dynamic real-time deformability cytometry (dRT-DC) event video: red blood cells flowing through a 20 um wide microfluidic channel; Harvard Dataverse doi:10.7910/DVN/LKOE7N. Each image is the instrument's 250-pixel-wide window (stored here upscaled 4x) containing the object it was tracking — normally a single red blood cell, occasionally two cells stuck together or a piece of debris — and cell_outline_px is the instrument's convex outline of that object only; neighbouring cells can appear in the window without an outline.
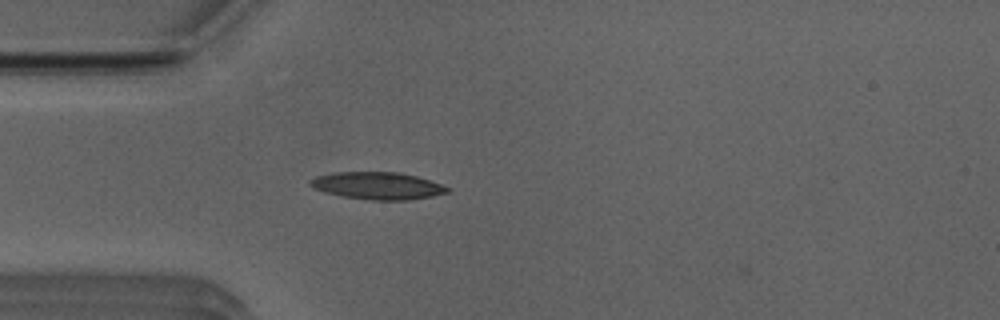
{"species": "Egyptian fruit bat (a non-hibernating species)", "species_latin": "Rousettus aegyptiacus", "temperature_condition": "room temperature", "stored_images_in_passage": 38, "camera_frame_rate_fps": 3000, "um_per_image_px": 0.085, "animal": {"sex": "male"}, "frame": {"image": 1, "passage_image": 1, "time_ms": 0.0, "image_size_px": [1000, 320], "cell_outline_px": [[452, 188], [448, 192], [432, 196], [408, 200], [368, 200], [340, 196], [324, 192], [312, 188], [308, 184], [308, 180], [316, 176], [336, 172], [400, 172], [416, 176]], "centroid_in_image_um": [32.05, 15.79], "position_along_channel_um": 53.0, "area_um2": 21.96}}
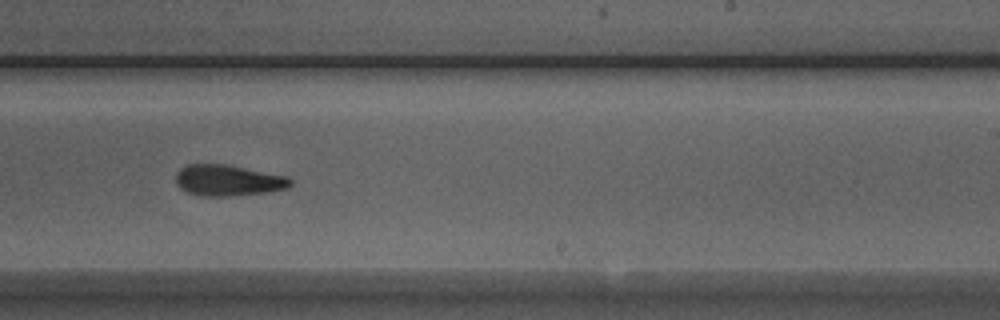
{"frame": {"image": 2, "passage_image": 18, "time_ms": 5.667, "image_size_px": [1000, 320], "cell_outline_px": [[292, 184], [288, 188], [268, 192], [228, 196], [204, 196], [188, 192], [180, 188], [176, 184], [176, 172], [184, 164], [224, 164], [288, 176], [292, 180]], "centroid_in_image_um": [19.38, 15.33], "position_along_channel_um": 269.6, "area_um2": 20.81}}
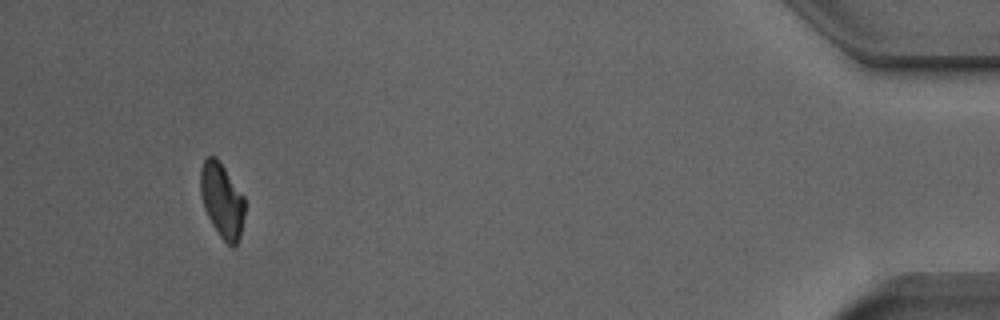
{"frame": {"image": 3, "passage_image": 35, "time_ms": 11.333, "image_size_px": [1000, 320], "cell_outline_px": [[244, 216], [240, 236], [236, 244], [232, 248], [220, 236], [212, 224], [204, 208], [200, 192], [200, 168], [204, 160], [208, 156], [216, 156], [244, 196]], "centroid_in_image_um": [18.86, 17.02], "position_along_channel_um": 416.3, "area_um2": 19.19}, "authors_computed_cell_mechanics": {"area_um2": 20.9525, "velocity_mm_per_s": 3.9346, "shape_relaxation_time_tau1_ms": 5.9948, "shape_relaxation_time_tau2_ms": 9.461, "deformation_change_tau1": 0.1505, "deformation_change_tau2": 0.2107}}